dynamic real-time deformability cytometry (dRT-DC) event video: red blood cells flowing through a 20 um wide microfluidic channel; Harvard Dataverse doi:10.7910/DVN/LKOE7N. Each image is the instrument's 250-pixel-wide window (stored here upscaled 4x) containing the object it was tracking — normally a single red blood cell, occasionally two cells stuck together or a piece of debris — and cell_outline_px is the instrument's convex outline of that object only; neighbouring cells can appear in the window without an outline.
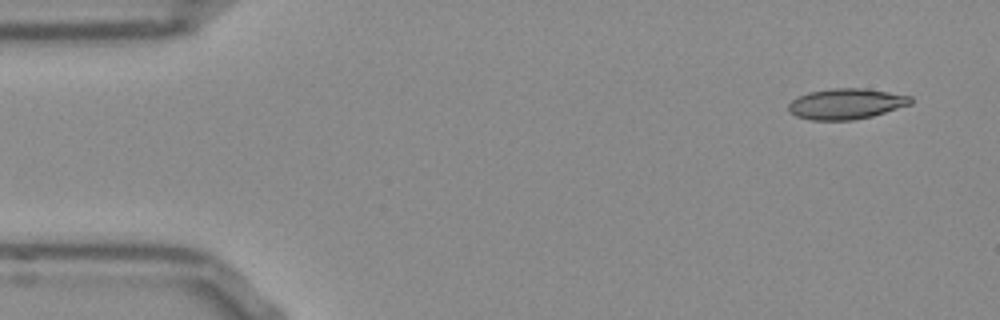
{"species": "Egyptian fruit bat (a non-hibernating species)", "species_latin": "Rousettus aegyptiacus", "temperature_condition": "room temperature", "stored_images_in_passage": 50, "camera_frame_rate_fps": 3000, "um_per_image_px": 0.085, "frame": {"image": 1, "passage_image": 1, "time_ms": 0.0, "image_size_px": [1000, 320], "cell_outline_px": [[912, 104], [872, 116], [852, 120], [812, 120], [796, 116], [788, 112], [788, 104], [792, 100], [808, 92], [832, 88], [864, 88], [912, 96]], "centroid_in_image_um": [71.92, 8.82], "position_along_channel_um": 13.1, "area_um2": 21.85}}
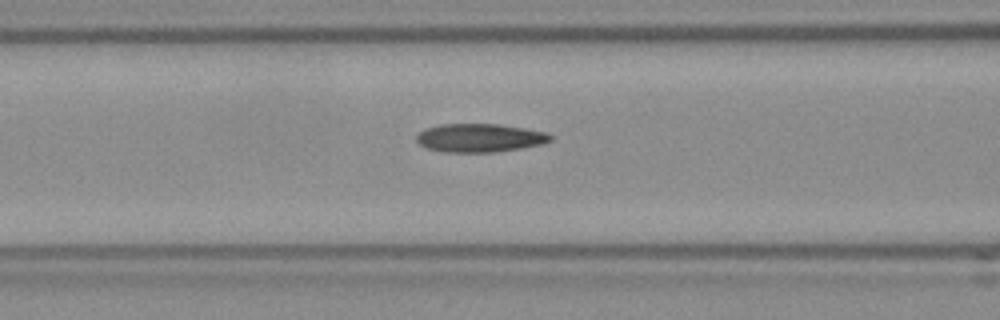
{"frame": {"image": 2, "passage_image": 18, "time_ms": 5.667, "image_size_px": [1000, 320], "cell_outline_px": [[552, 140], [544, 144], [520, 148], [492, 152], [444, 152], [428, 148], [420, 144], [416, 140], [416, 136], [424, 128], [440, 124], [500, 124], [524, 128], [544, 132], [552, 136]], "centroid_in_image_um": [40.77, 11.71], "position_along_channel_um": 125.8, "area_um2": 22.14}}
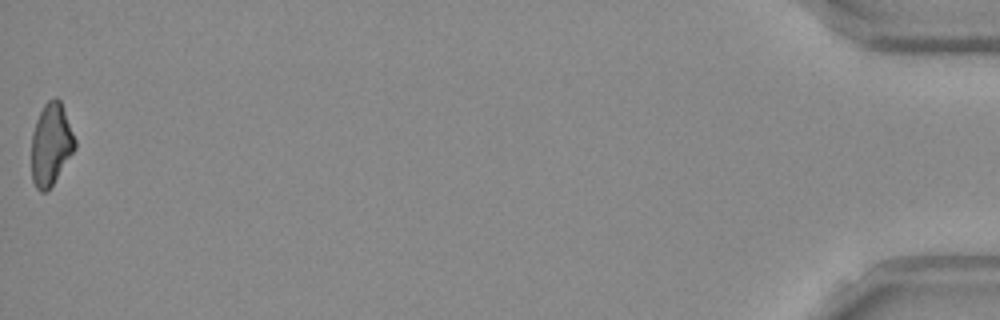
{"frame": {"image": 3, "passage_image": 50, "time_ms": 16.333, "image_size_px": [1000, 320], "cell_outline_px": [[76, 148], [48, 192], [40, 192], [36, 188], [32, 180], [32, 132], [36, 120], [44, 104], [48, 100], [56, 96], [60, 100], [76, 140]], "centroid_in_image_um": [4.33, 12.29], "position_along_channel_um": 430.9, "area_um2": 20.87}, "authors_computed_cell_mechanics": {"area_um2": 21.7906, "velocity_mm_per_s": 3.8344, "shape_relaxation_time_tau1_ms": null, "shape_relaxation_time_tau2_ms": 4.8809, "deformation_change_tau1": null, "deformation_change_tau2": 0.1336}}